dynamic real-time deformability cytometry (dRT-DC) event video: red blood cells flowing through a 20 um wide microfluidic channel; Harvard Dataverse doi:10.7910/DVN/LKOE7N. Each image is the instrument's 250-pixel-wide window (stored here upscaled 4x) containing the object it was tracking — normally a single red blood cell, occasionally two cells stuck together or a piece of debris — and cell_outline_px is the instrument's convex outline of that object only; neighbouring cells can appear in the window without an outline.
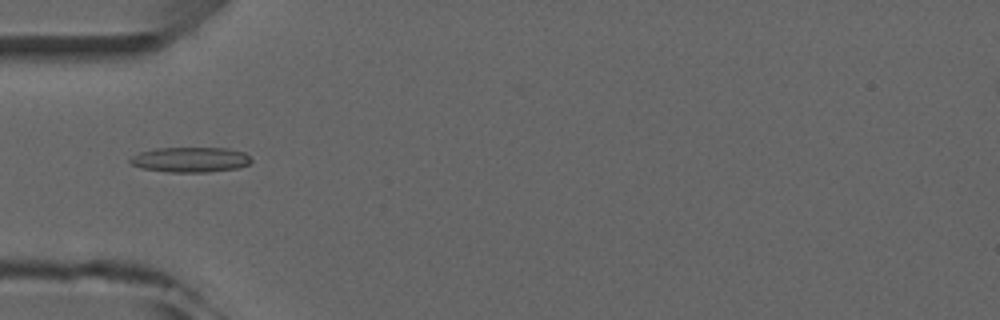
{"species": "common noctule bat (a hibernating species)", "species_latin": "Nyctalus noctula", "temperature_condition": "room temperature", "stored_images_in_passage": 6, "camera_frame_rate_fps": 3000, "um_per_image_px": 0.085, "animal": {"sex": "male", "forearm_length_mm": 52.5}, "frame": {"image": 1, "passage_image": 5, "time_ms": 6.333, "image_size_px": [1000, 320], "cell_outline_px": [[252, 160], [248, 164], [240, 168], [208, 172], [168, 172], [140, 168], [132, 164], [128, 160], [132, 156], [140, 152], [156, 148], [228, 148], [244, 152]], "centroid_in_image_um": [16.18, 13.57], "position_along_channel_um": 68.8, "area_um2": 17.8}}
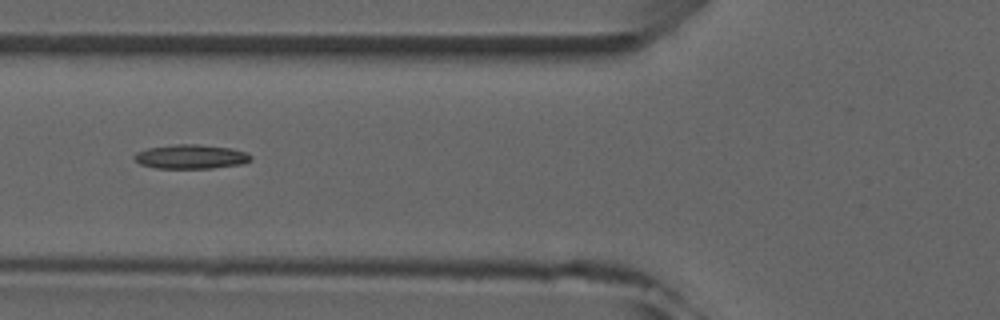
{"frame": {"image": 2, "passage_image": 6, "time_ms": 7.333, "image_size_px": [1000, 320], "cell_outline_px": [[252, 160], [244, 164], [212, 168], [156, 168], [140, 164], [132, 156], [136, 152], [148, 148], [176, 144], [200, 144], [232, 148], [248, 152], [252, 156]], "centroid_in_image_um": [16.28, 13.31], "position_along_channel_um": 109.5, "area_um2": 16.65}}